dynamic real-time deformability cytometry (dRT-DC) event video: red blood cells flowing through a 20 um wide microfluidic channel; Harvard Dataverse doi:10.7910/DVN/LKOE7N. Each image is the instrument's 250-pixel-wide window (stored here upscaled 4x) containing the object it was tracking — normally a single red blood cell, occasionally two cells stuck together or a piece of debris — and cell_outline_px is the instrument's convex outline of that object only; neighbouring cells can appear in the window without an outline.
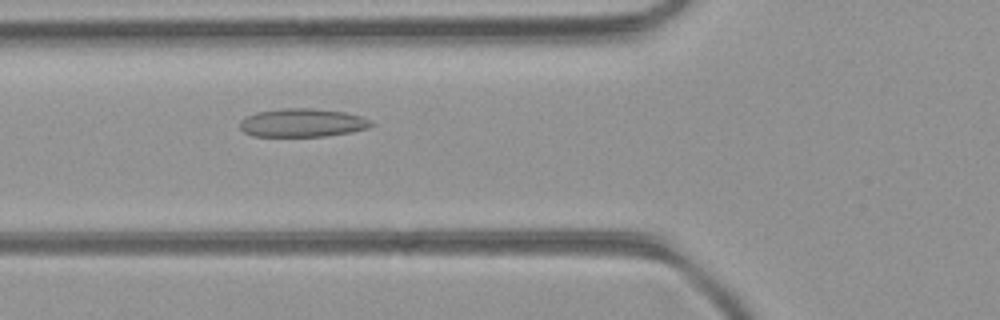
{"species": "common noctule bat (a hibernating species)", "species_latin": "Nyctalus noctula", "temperature_condition": "room temperature", "stored_images_in_passage": 51, "camera_frame_rate_fps": 3000, "um_per_image_px": 0.085, "animal": {"sex": "female", "body_mass_g": 21.9}, "frame": {"image": 1, "passage_image": 19, "time_ms": 6.0, "image_size_px": [1000, 320], "cell_outline_px": [[376, 124], [368, 128], [352, 132], [324, 136], [252, 136], [244, 132], [240, 128], [240, 120], [244, 116], [256, 112], [284, 108], [312, 108], [344, 112], [360, 116], [372, 120]], "centroid_in_image_um": [25.7, 10.43], "position_along_channel_um": 100.1, "area_um2": 21.91}}
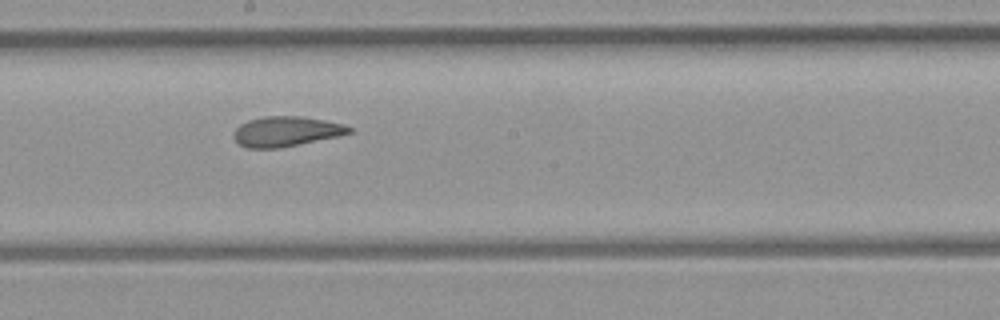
{"frame": {"image": 2, "passage_image": 28, "time_ms": 9.0, "image_size_px": [1000, 320], "cell_outline_px": [[352, 132], [336, 136], [280, 148], [248, 148], [240, 144], [232, 136], [232, 132], [240, 124], [248, 120], [264, 116], [304, 116], [344, 124], [352, 128]], "centroid_in_image_um": [24.28, 11.16], "position_along_channel_um": 223.9, "area_um2": 20.11}}
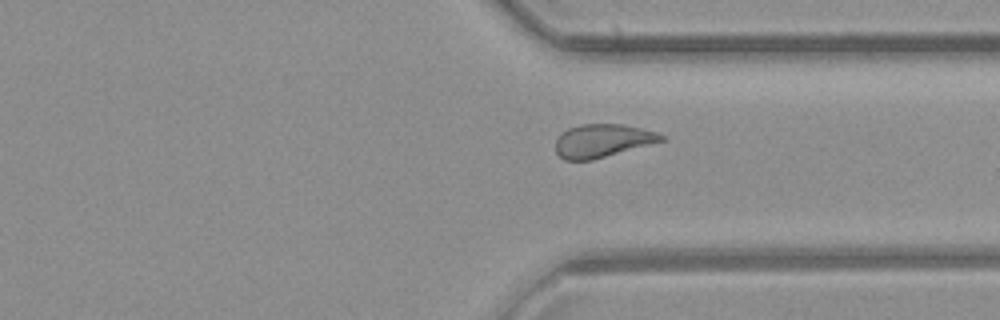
{"frame": {"image": 3, "passage_image": 38, "time_ms": 12.333, "image_size_px": [1000, 320], "cell_outline_px": [[664, 140], [592, 160], [564, 160], [556, 152], [556, 140], [568, 128], [580, 124], [620, 124], [640, 128], [656, 132], [664, 136]], "centroid_in_image_um": [51.18, 11.96], "position_along_channel_um": 360.2, "area_um2": 20.06}, "authors_computed_cell_mechanics": {"area_um2": 21.9062, "velocity_mm_per_s": 4.1046, "shape_relaxation_time_tau1_ms": null, "shape_relaxation_time_tau2_ms": 2.171, "deformation_change_tau1": null, "deformation_change_tau2": 0.1074}}